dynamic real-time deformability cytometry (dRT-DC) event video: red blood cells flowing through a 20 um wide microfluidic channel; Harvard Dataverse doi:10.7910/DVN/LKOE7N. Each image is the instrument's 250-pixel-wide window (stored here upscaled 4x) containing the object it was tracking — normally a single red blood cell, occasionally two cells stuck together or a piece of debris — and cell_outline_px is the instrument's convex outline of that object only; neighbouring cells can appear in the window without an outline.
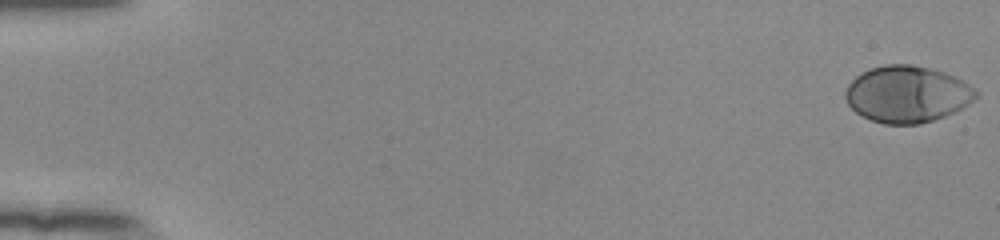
{"species": "human", "species_latin": "Homo sapiens", "temperature_condition": "room temperature", "stored_images_in_passage": 55, "camera_frame_rate_fps": 3000, "um_per_image_px": 0.085, "donor": {"sex": "female"}, "frame": {"image": 1, "passage_image": 1, "time_ms": 0.0, "image_size_px": [1000, 240], "cell_outline_px": [[980, 96], [976, 100], [944, 116], [920, 124], [884, 124], [872, 120], [856, 112], [848, 104], [844, 96], [844, 92], [848, 84], [860, 72], [884, 64], [912, 64], [944, 72], [968, 84], [980, 92]], "centroid_in_image_um": [77.1, 8.0], "position_along_channel_um": 7.9, "area_um2": 43.06}}
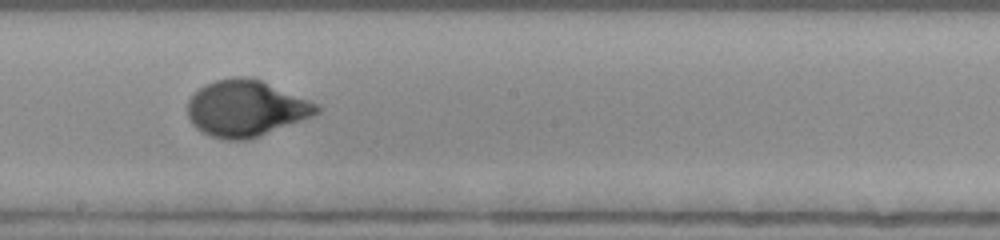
{"frame": {"image": 2, "passage_image": 32, "time_ms": 10.333, "image_size_px": [1000, 240], "cell_outline_px": [[320, 112], [312, 116], [256, 136], [244, 140], [228, 140], [212, 136], [200, 132], [192, 124], [188, 116], [188, 100], [204, 84], [216, 80], [236, 76], [248, 76], [260, 80], [320, 104]], "centroid_in_image_um": [20.88, 9.19], "position_along_channel_um": 227.3, "area_um2": 41.91}}
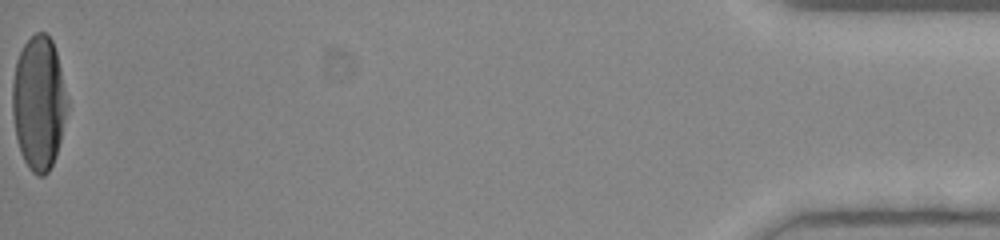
{"frame": {"image": 3, "passage_image": 55, "time_ms": 18.0, "image_size_px": [1000, 240], "cell_outline_px": [[68, 100], [60, 140], [56, 156], [48, 172], [44, 176], [36, 176], [28, 168], [20, 152], [16, 136], [12, 116], [12, 80], [16, 60], [24, 44], [36, 32], [44, 32], [52, 40], [56, 52]], "centroid_in_image_um": [3.27, 8.76], "position_along_channel_um": 431.9, "area_um2": 42.71}, "authors_computed_cell_mechanics": {"area_um2": 41.4426, "velocity_mm_per_s": 3.8607, "shape_relaxation_time_tau1_ms": 3.0531, "shape_relaxation_time_tau2_ms": null, "deformation_change_tau1": 0.2018, "deformation_change_tau2": null}}